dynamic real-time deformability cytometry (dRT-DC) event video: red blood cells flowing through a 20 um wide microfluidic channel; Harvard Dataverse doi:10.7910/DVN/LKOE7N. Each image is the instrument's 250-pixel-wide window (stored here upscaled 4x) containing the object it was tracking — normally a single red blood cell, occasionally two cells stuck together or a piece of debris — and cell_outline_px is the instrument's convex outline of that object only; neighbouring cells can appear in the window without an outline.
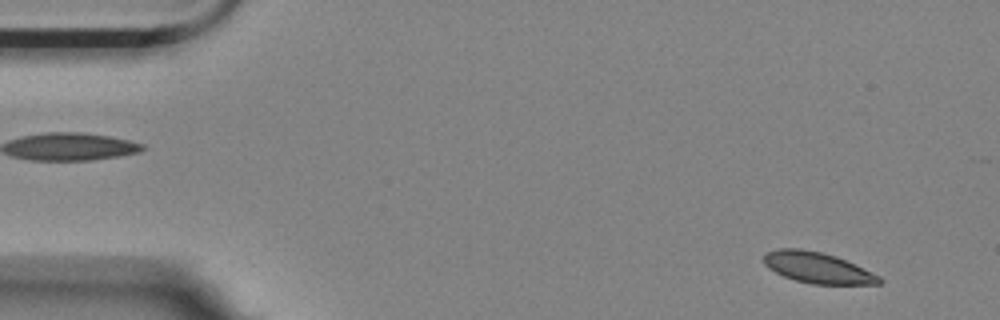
{"species": "Egyptian fruit bat (a non-hibernating species)", "species_latin": "Rousettus aegyptiacus", "temperature_condition": "room temperature", "stored_images_in_passage": 58, "camera_frame_rate_fps": 3000, "um_per_image_px": 0.085, "animal": {"sex": "female"}, "frame": {"image": 1, "passage_image": 4, "time_ms": 1.0, "image_size_px": [1000, 320], "cell_outline_px": [[884, 280], [880, 284], [812, 284], [796, 280], [784, 276], [768, 268], [764, 264], [764, 256], [768, 252], [776, 248], [800, 248], [820, 252], [836, 256], [880, 276]], "centroid_in_image_um": [69.49, 22.75], "position_along_channel_um": 15.5, "area_um2": 20.63}}
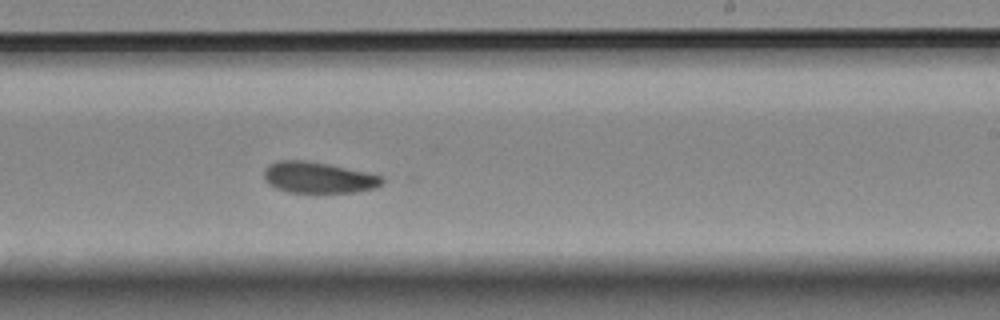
{"frame": {"image": 2, "passage_image": 34, "time_ms": 11.0, "image_size_px": [1000, 320], "cell_outline_px": [[384, 184], [376, 188], [356, 192], [288, 192], [276, 188], [268, 184], [264, 180], [264, 168], [268, 164], [276, 160], [308, 160], [368, 172], [384, 176]], "centroid_in_image_um": [27.07, 15.08], "position_along_channel_um": 261.9, "area_um2": 21.79}}
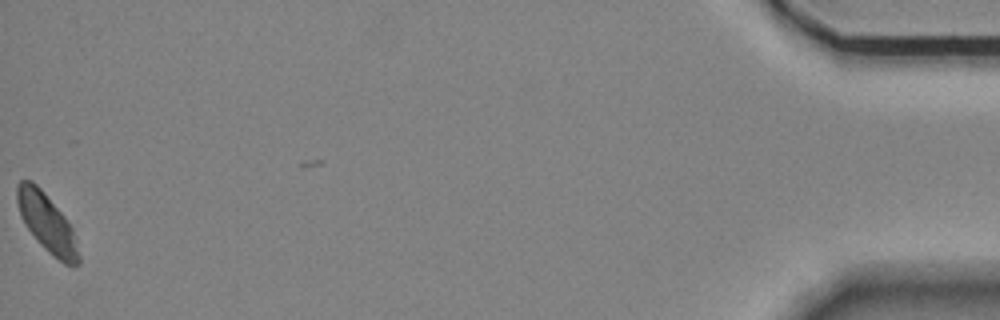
{"frame": {"image": 3, "passage_image": 57, "time_ms": 18.667, "image_size_px": [1000, 320], "cell_outline_px": [[80, 264], [72, 268], [64, 264], [52, 256], [40, 244], [28, 228], [20, 216], [16, 200], [16, 184], [20, 180], [32, 180], [44, 192], [64, 216], [72, 228], [80, 256]], "centroid_in_image_um": [3.99, 18.97], "position_along_channel_um": 431.2, "area_um2": 20.98}, "authors_computed_cell_mechanics": {"area_um2": 21.4149, "velocity_mm_per_s": 3.47, "shape_relaxation_time_tau1_ms": 9.8097, "shape_relaxation_time_tau2_ms": null, "deformation_change_tau1": 0.1839, "deformation_change_tau2": null}}